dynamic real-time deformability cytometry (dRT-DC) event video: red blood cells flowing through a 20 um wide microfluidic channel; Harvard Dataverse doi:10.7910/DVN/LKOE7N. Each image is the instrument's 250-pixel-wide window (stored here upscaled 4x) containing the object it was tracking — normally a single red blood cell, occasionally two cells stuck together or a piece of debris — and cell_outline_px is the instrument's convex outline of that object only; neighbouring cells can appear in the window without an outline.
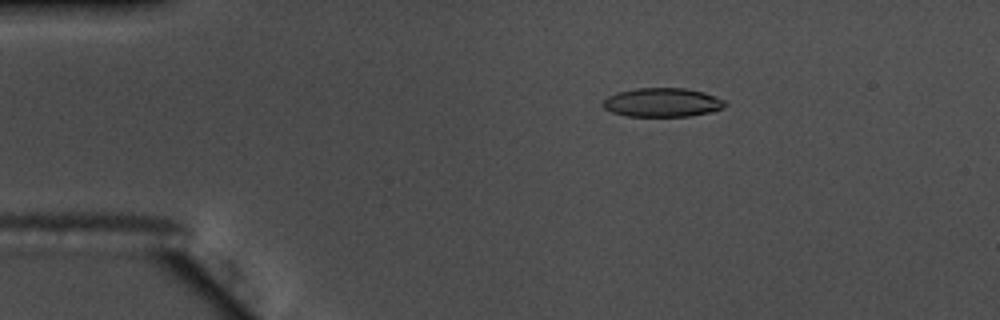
{"species": "common noctule bat (a hibernating species)", "species_latin": "Nyctalus noctula", "temperature_condition": "warm", "stored_images_in_passage": 52, "camera_frame_rate_fps": 3000, "um_per_image_px": 0.085, "animal": {"sex": "male", "body_mass_g": 17.5, "forearm_length_mm": 52.3}, "frame": {"image": 1, "passage_image": 7, "time_ms": 2.0, "image_size_px": [1000, 320], "cell_outline_px": [[728, 104], [724, 108], [712, 112], [688, 116], [628, 116], [612, 112], [604, 108], [604, 100], [608, 96], [616, 92], [636, 88], [684, 88], [704, 92], [724, 100]], "centroid_in_image_um": [56.33, 8.7], "position_along_channel_um": 28.7, "area_um2": 20.58}}
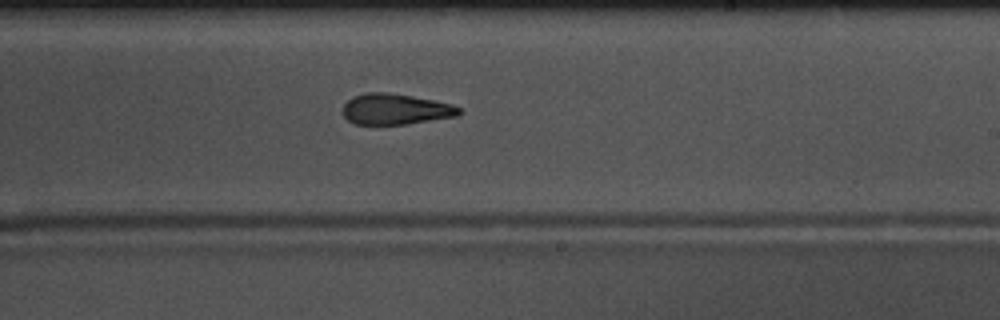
{"frame": {"image": 2, "passage_image": 30, "time_ms": 9.667, "image_size_px": [1000, 320], "cell_outline_px": [[460, 112], [456, 116], [408, 124], [356, 124], [348, 120], [344, 116], [344, 104], [352, 96], [364, 92], [388, 92], [412, 96], [452, 104], [460, 108]], "centroid_in_image_um": [33.59, 9.27], "position_along_channel_um": 255.4, "area_um2": 20.75}}
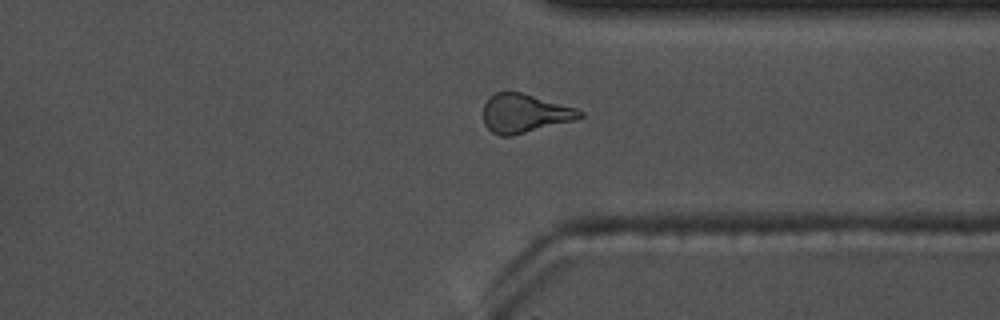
{"frame": {"image": 3, "passage_image": 39, "time_ms": 12.667, "image_size_px": [1000, 320], "cell_outline_px": [[584, 116], [576, 120], [512, 136], [500, 136], [492, 132], [484, 124], [484, 104], [488, 96], [496, 92], [520, 92], [576, 108], [584, 112]], "centroid_in_image_um": [44.59, 9.64], "position_along_channel_um": 366.8, "area_um2": 21.85}, "authors_computed_cell_mechanics": {"area_um2": 21.6172, "velocity_mm_per_s": 3.726, "shape_relaxation_time_tau1_ms": 6.4539, "shape_relaxation_time_tau2_ms": 2.6116, "deformation_change_tau1": 0.1539, "deformation_change_tau2": 0.1118}}